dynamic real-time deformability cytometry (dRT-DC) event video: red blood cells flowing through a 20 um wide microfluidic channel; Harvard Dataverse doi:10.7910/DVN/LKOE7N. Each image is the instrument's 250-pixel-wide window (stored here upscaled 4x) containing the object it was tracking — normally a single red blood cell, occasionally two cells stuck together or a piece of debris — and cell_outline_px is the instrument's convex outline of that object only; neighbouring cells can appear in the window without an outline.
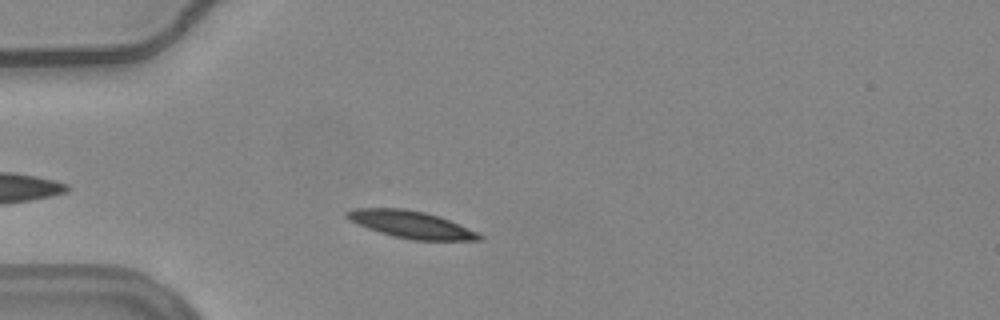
{"species": "common noctule bat (a hibernating species)", "species_latin": "Nyctalus noctula", "temperature_condition": "warm", "stored_images_in_passage": 39, "camera_frame_rate_fps": 3000, "um_per_image_px": 0.085, "animal": {"sex": "female", "body_mass_g": 24.6, "forearm_length_mm": 56.2}, "frame": {"image": 1, "passage_image": 6, "time_ms": 1.667, "image_size_px": [1000, 320], "cell_outline_px": [[484, 240], [412, 240], [392, 236], [368, 228], [348, 220], [344, 216], [344, 212], [352, 208], [404, 208], [424, 212], [440, 216], [476, 232], [484, 236]], "centroid_in_image_um": [34.9, 19.07], "position_along_channel_um": 50.1, "area_um2": 20.98}}
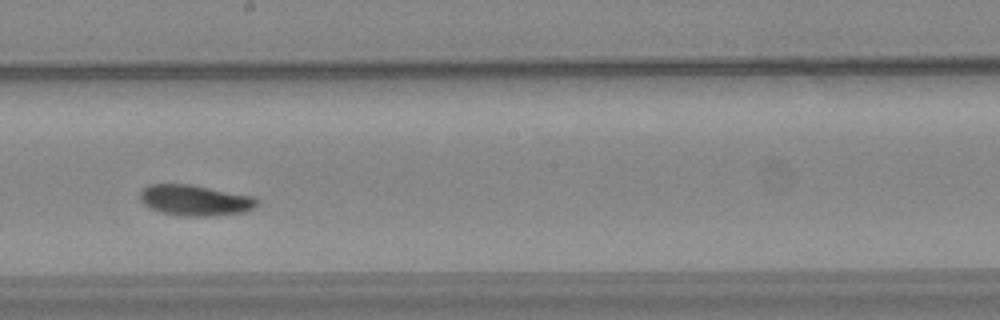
{"frame": {"image": 2, "passage_image": 22, "time_ms": 7.0, "image_size_px": [1000, 320], "cell_outline_px": [[260, 200], [252, 208], [244, 212], [212, 216], [184, 216], [160, 212], [148, 208], [140, 200], [140, 192], [148, 184], [188, 184], [256, 196]], "centroid_in_image_um": [16.58, 17.02], "position_along_channel_um": 231.6, "area_um2": 21.1}}
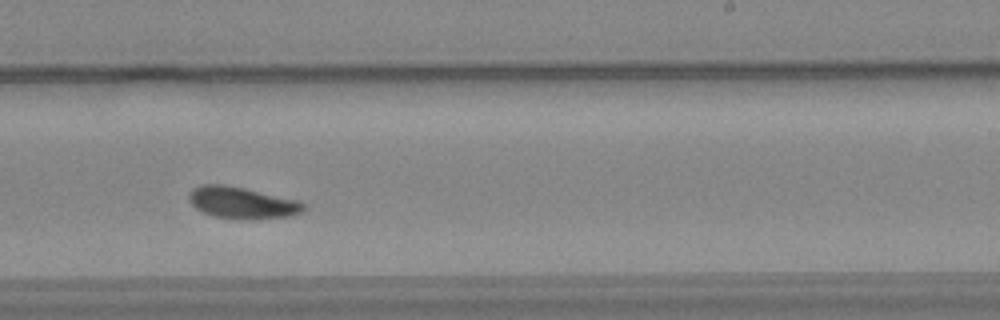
{"frame": {"image": 3, "passage_image": 25, "time_ms": 8.0, "image_size_px": [1000, 320], "cell_outline_px": [[304, 208], [300, 212], [292, 216], [212, 216], [196, 208], [188, 200], [188, 192], [192, 188], [200, 184], [224, 184], [244, 188], [296, 200], [304, 204]], "centroid_in_image_um": [20.46, 17.16], "position_along_channel_um": 268.5, "area_um2": 20.0}, "authors_computed_cell_mechanics": {"area_um2": 20.6346, "velocity_mm_per_s": 3.6981, "shape_relaxation_time_tau1_ms": 2.3614, "shape_relaxation_time_tau2_ms": null, "deformation_change_tau1": 0.1073, "deformation_change_tau2": null}}